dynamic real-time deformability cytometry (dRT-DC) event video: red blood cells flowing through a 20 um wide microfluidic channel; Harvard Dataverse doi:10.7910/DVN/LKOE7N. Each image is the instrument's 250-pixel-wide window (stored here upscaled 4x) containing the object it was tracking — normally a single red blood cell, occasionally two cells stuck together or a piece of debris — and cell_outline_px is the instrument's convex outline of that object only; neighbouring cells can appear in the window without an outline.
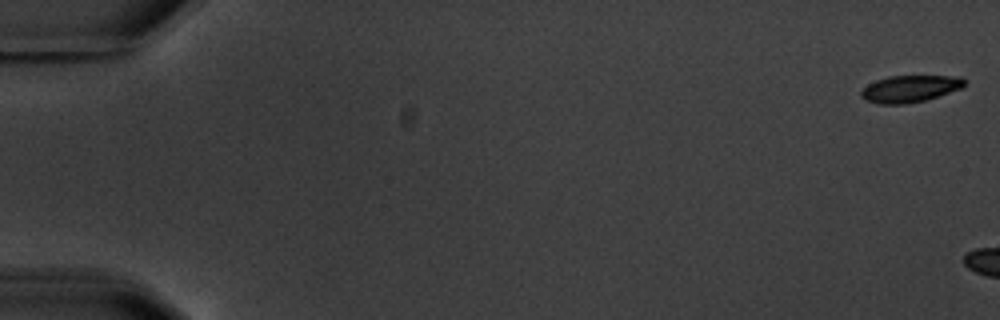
{"species": "common noctule bat (a hibernating species)", "species_latin": "Nyctalus noctula", "temperature_condition": "warm", "stored_images_in_passage": 3, "camera_frame_rate_fps": 3000, "um_per_image_px": 0.085, "animal": {"sex": "male", "body_mass_g": 20.1, "forearm_length_mm": 53.5}, "frame": {"image": 1, "passage_image": 1, "time_ms": 0.0, "image_size_px": [1000, 320], "cell_outline_px": [[964, 84], [960, 88], [924, 100], [904, 104], [880, 104], [868, 100], [860, 96], [860, 92], [868, 84], [876, 80], [888, 76], [960, 76], [964, 80]], "centroid_in_image_um": [77.3, 7.53], "position_along_channel_um": 7.7, "area_um2": 15.84}}